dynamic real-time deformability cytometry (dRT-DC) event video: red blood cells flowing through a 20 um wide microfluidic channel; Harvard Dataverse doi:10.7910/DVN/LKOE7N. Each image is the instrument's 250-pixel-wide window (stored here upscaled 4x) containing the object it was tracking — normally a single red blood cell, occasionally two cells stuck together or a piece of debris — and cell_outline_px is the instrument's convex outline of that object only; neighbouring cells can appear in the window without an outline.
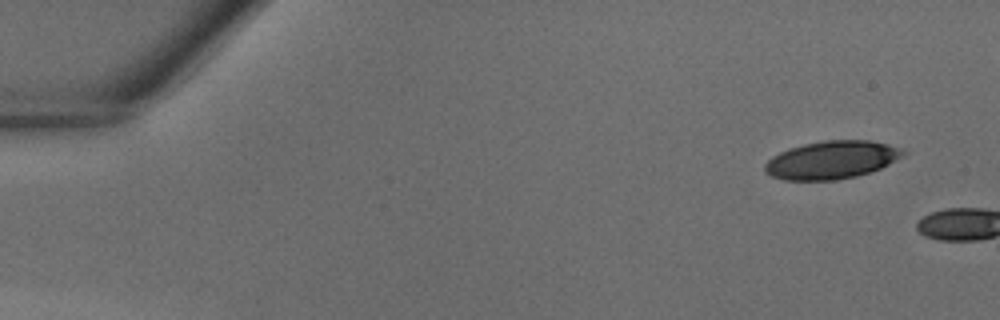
{"species": "common noctule bat (a hibernating species)", "species_latin": "Nyctalus noctula", "temperature_condition": "warm", "stored_images_in_passage": 3, "camera_frame_rate_fps": 3000, "um_per_image_px": 0.085, "animal": {"sex": "male", "body_mass_g": 18.8}, "frame": {"image": 1, "passage_image": 1, "time_ms": 0.0, "image_size_px": [1000, 320], "cell_outline_px": [[908, 152], [888, 164], [872, 172], [856, 176], [836, 180], [784, 180], [772, 176], [764, 172], [764, 164], [772, 156], [788, 148], [804, 144], [824, 140], [868, 140], [888, 144], [904, 148]], "centroid_in_image_um": [70.69, 13.59], "position_along_channel_um": 14.3, "area_um2": 30.75}}